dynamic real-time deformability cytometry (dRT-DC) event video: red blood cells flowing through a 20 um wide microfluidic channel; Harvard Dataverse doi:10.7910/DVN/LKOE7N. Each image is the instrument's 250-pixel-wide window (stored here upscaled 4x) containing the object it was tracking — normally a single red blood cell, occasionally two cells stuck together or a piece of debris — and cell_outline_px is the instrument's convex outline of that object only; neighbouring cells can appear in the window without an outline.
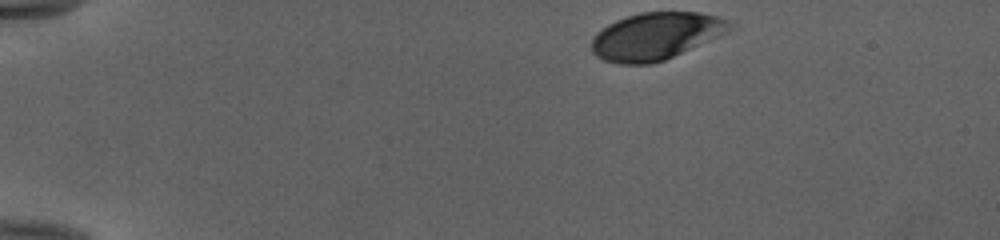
{"species": "human", "species_latin": "Homo sapiens", "temperature_condition": "cold", "stored_images_in_passage": 39, "camera_frame_rate_fps": 3000, "um_per_image_px": 0.085, "donor": {"sex": "female"}, "frame": {"image": 1, "passage_image": 1, "time_ms": 0.0, "image_size_px": [1000, 240], "cell_outline_px": [[732, 28], [728, 32], [664, 60], [652, 64], [620, 64], [604, 60], [596, 56], [592, 52], [592, 36], [596, 32], [608, 24], [616, 20], [640, 12], [700, 12], [720, 16], [728, 20], [732, 24]], "centroid_in_image_um": [55.74, 3.06], "position_along_channel_um": 29.3, "area_um2": 38.03}}
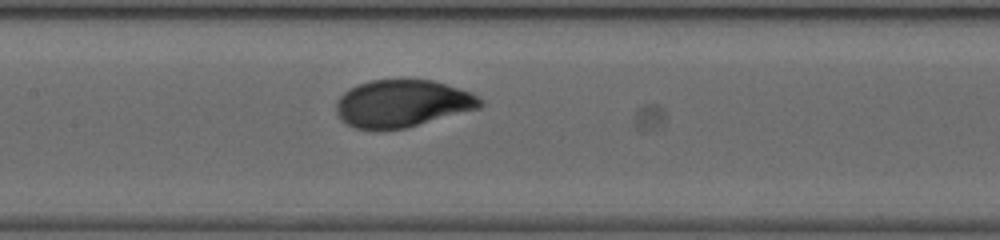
{"frame": {"image": 2, "passage_image": 19, "time_ms": 6.0, "image_size_px": [1000, 240], "cell_outline_px": [[484, 104], [480, 108], [404, 128], [356, 128], [348, 124], [336, 112], [336, 100], [344, 92], [360, 84], [372, 80], [432, 80], [468, 92], [484, 100]], "centroid_in_image_um": [34.21, 8.79], "position_along_channel_um": 173.2, "area_um2": 38.78}}
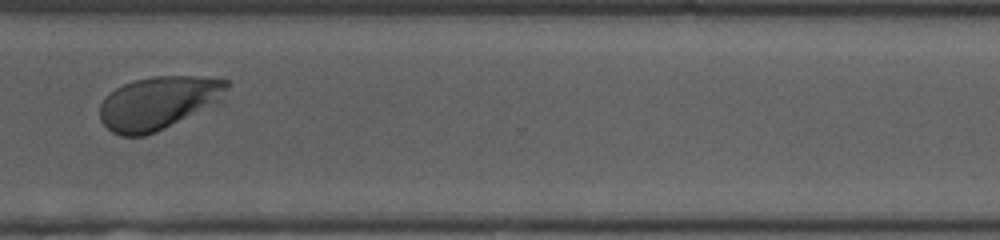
{"frame": {"image": 3, "passage_image": 33, "time_ms": 10.667, "image_size_px": [1000, 240], "cell_outline_px": [[232, 84], [220, 104], [156, 132], [144, 136], [120, 136], [112, 132], [100, 120], [100, 104], [104, 96], [116, 88], [124, 84], [136, 80], [152, 76], [200, 76], [228, 80]], "centroid_in_image_um": [13.54, 8.74], "position_along_channel_um": 357.1, "area_um2": 40.11}, "authors_computed_cell_mechanics": {"area_um2": 39.882, "velocity_mm_per_s": 3.9406, "shape_relaxation_time_tau1_ms": 1.9513, "shape_relaxation_time_tau2_ms": null, "deformation_change_tau1": 0.1406, "deformation_change_tau2": null}}